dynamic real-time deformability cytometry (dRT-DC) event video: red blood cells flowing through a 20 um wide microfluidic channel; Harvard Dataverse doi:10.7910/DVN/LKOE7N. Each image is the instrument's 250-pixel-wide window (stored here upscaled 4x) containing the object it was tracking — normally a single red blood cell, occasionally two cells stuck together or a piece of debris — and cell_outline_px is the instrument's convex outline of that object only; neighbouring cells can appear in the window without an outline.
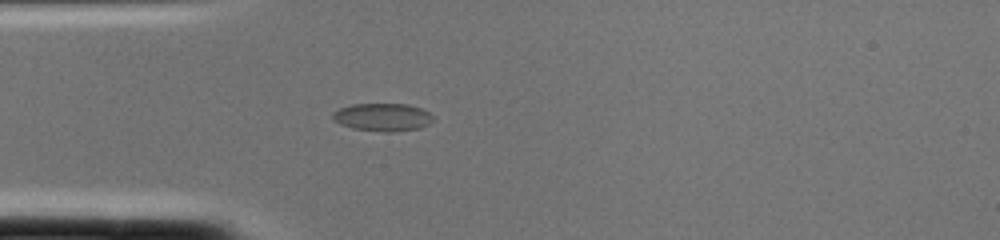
{"species": "common noctule bat (a hibernating species)", "species_latin": "Nyctalus noctula", "temperature_condition": "cold", "stored_images_in_passage": 1, "camera_frame_rate_fps": 3000, "um_per_image_px": 0.085, "animal": {"sex": "female", "body_mass_g": 22.0, "forearm_length_mm": 56.7}, "frame": {"image": 1, "passage_image": 1, "time_ms": 0.0, "image_size_px": [1000, 240], "cell_outline_px": [[432, 120], [428, 124], [420, 128], [388, 132], [384, 132], [352, 128], [340, 124], [332, 120], [332, 112], [340, 108], [352, 104], [408, 104], [420, 108], [428, 112], [432, 116]], "centroid_in_image_um": [32.48, 9.95], "position_along_channel_um": 52.5, "area_um2": 16.24}}